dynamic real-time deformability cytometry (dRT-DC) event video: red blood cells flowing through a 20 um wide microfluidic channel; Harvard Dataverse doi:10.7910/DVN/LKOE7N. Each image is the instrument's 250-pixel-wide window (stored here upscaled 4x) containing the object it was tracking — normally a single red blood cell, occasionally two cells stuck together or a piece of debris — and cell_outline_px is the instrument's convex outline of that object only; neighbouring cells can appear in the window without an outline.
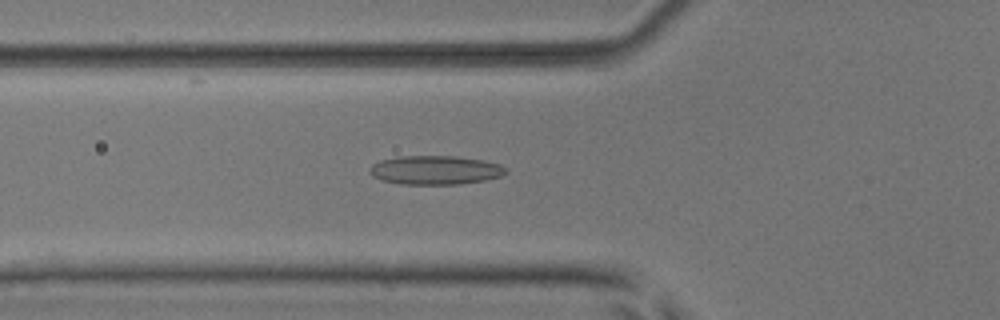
{"species": "common noctule bat (a hibernating species)", "species_latin": "Nyctalus noctula", "temperature_condition": "room temperature", "stored_images_in_passage": 43, "camera_frame_rate_fps": 3000, "um_per_image_px": 0.085, "animal": {"sex": "male", "body_mass_g": 17.9, "forearm_length_mm": 54.2}, "frame": {"image": 1, "passage_image": 11, "time_ms": 3.333, "image_size_px": [1000, 320], "cell_outline_px": [[508, 172], [500, 176], [484, 180], [460, 184], [400, 184], [384, 180], [372, 176], [368, 172], [368, 168], [372, 164], [380, 160], [400, 156], [456, 156], [480, 160], [500, 164]], "centroid_in_image_um": [36.95, 14.45], "position_along_channel_um": 88.8, "area_um2": 22.83}}
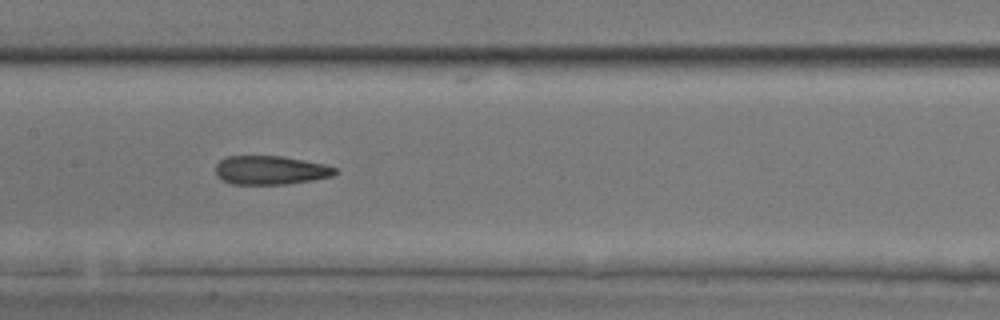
{"frame": {"image": 2, "passage_image": 18, "time_ms": 5.667, "image_size_px": [1000, 320], "cell_outline_px": [[336, 172], [332, 176], [312, 180], [284, 184], [232, 184], [216, 176], [216, 164], [220, 160], [228, 156], [284, 156], [324, 164], [336, 168]], "centroid_in_image_um": [22.97, 14.46], "position_along_channel_um": 184.4, "area_um2": 19.94}}
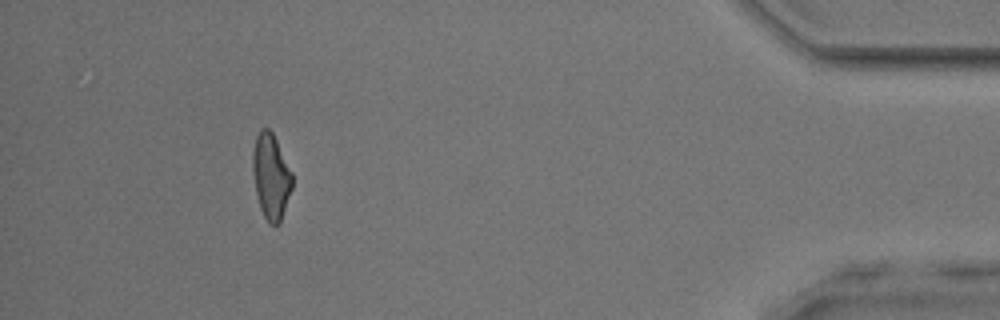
{"frame": {"image": 3, "passage_image": 39, "time_ms": 12.667, "image_size_px": [1000, 320], "cell_outline_px": [[292, 188], [280, 224], [272, 224], [264, 216], [260, 208], [256, 196], [252, 172], [252, 152], [256, 136], [260, 128], [268, 128], [272, 132], [292, 172]], "centroid_in_image_um": [23.02, 14.98], "position_along_channel_um": 412.2, "area_um2": 19.71}, "authors_computed_cell_mechanics": {"area_um2": 20.3456, "velocity_mm_per_s": 4.0886, "shape_relaxation_time_tau1_ms": null, "shape_relaxation_time_tau2_ms": 3.2361, "deformation_change_tau1": null, "deformation_change_tau2": 0.143}}